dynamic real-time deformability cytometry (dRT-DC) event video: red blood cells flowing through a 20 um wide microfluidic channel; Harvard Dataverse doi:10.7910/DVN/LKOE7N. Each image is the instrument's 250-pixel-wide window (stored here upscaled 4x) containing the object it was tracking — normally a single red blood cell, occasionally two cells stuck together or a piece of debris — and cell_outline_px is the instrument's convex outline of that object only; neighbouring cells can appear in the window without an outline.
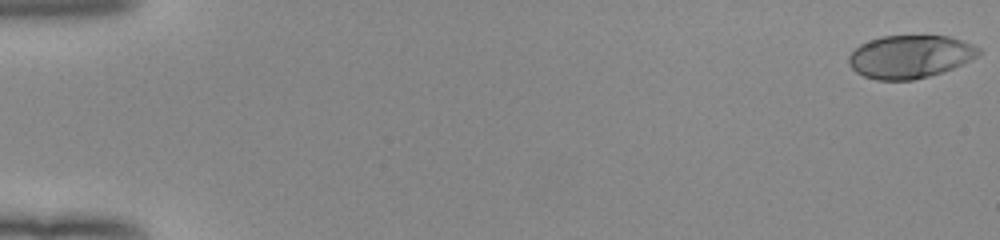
{"species": "human", "species_latin": "Homo sapiens", "temperature_condition": "room temperature", "stored_images_in_passage": 53, "camera_frame_rate_fps": 3000, "um_per_image_px": 0.085, "donor": {"sex": "female"}, "frame": {"image": 1, "passage_image": 1, "time_ms": 0.0, "image_size_px": [1000, 240], "cell_outline_px": [[980, 52], [976, 56], [952, 68], [928, 76], [912, 80], [876, 80], [864, 76], [856, 72], [848, 64], [848, 56], [860, 44], [880, 36], [948, 36], [972, 44], [980, 48]], "centroid_in_image_um": [77.3, 4.81], "position_along_channel_um": 7.7, "area_um2": 32.19}}
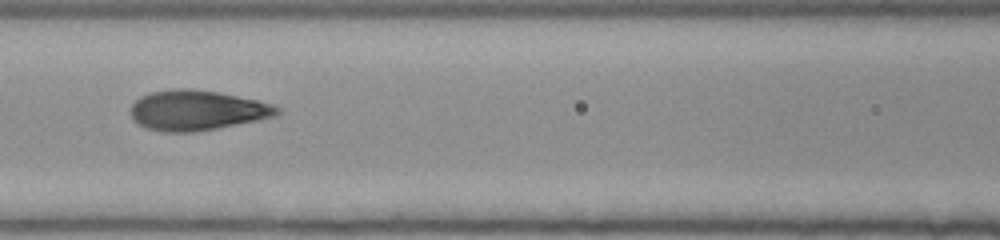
{"frame": {"image": 2, "passage_image": 25, "time_ms": 8.0, "image_size_px": [1000, 240], "cell_outline_px": [[280, 112], [276, 116], [196, 132], [164, 132], [148, 128], [132, 120], [132, 104], [140, 96], [152, 92], [176, 88], [192, 88], [216, 92], [260, 100], [272, 104], [280, 108]], "centroid_in_image_um": [16.75, 9.37], "position_along_channel_um": 149.9, "area_um2": 34.04}}
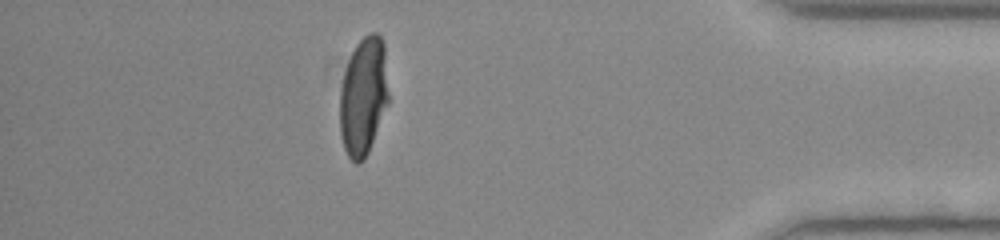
{"frame": {"image": 3, "passage_image": 47, "time_ms": 15.333, "image_size_px": [1000, 240], "cell_outline_px": [[388, 104], [368, 152], [364, 160], [360, 164], [356, 164], [348, 156], [344, 148], [340, 136], [340, 92], [344, 72], [348, 60], [356, 44], [368, 32], [376, 32], [380, 36], [384, 44], [388, 92]], "centroid_in_image_um": [30.88, 8.19], "position_along_channel_um": 404.3, "area_um2": 33.64}, "authors_computed_cell_mechanics": {"area_um2": 33.7552, "velocity_mm_per_s": 3.9903, "shape_relaxation_time_tau1_ms": 5.3679, "shape_relaxation_time_tau2_ms": null, "deformation_change_tau1": 0.2466, "deformation_change_tau2": null}}